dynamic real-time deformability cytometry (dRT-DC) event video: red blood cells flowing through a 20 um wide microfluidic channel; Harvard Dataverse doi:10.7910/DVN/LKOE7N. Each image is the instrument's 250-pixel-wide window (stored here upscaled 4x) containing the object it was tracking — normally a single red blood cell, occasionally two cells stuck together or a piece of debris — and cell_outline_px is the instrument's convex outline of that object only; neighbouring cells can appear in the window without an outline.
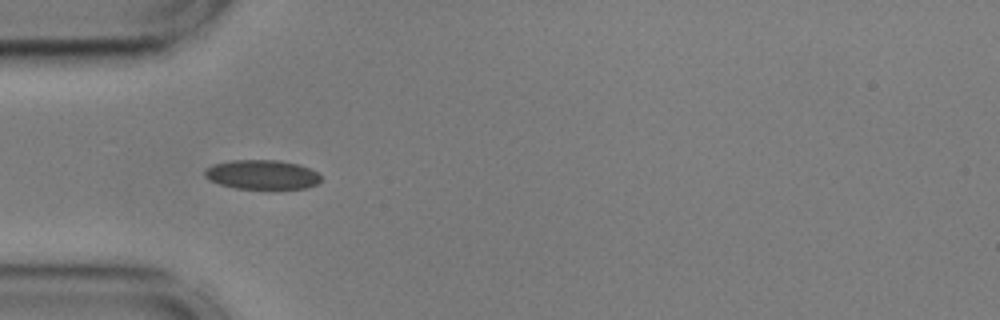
{"species": "common noctule bat (a hibernating species)", "species_latin": "Nyctalus noctula", "temperature_condition": "cold", "stored_images_in_passage": 55, "camera_frame_rate_fps": 3000, "um_per_image_px": 0.085, "animal": {"sex": "male", "body_mass_g": 17.9, "forearm_length_mm": 54.2}, "frame": {"image": 1, "passage_image": 16, "time_ms": 5.0, "image_size_px": [1000, 320], "cell_outline_px": [[320, 180], [316, 184], [308, 188], [236, 188], [220, 184], [208, 180], [204, 176], [204, 172], [212, 164], [232, 160], [280, 160], [300, 164], [316, 172], [320, 176]], "centroid_in_image_um": [22.26, 14.83], "position_along_channel_um": 62.7, "area_um2": 19.77}}
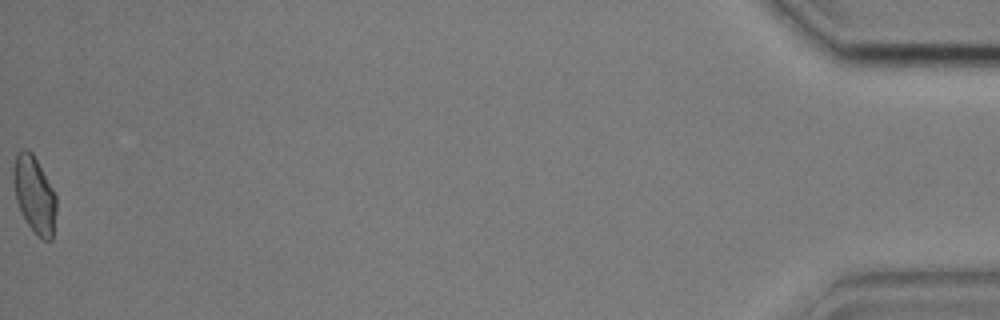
{"frame": {"image": 2, "passage_image": 55, "time_ms": 18.0, "image_size_px": [1000, 320], "cell_outline_px": [[56, 212], [52, 240], [44, 240], [28, 224], [20, 212], [16, 200], [12, 180], [12, 168], [16, 152], [20, 148], [28, 148], [32, 152], [52, 188], [56, 196]], "centroid_in_image_um": [2.89, 16.48], "position_along_channel_um": 432.3, "area_um2": 19.31}, "authors_computed_cell_mechanics": {"area_um2": 19.652, "velocity_mm_per_s": 3.6075, "shape_relaxation_time_tau1_ms": 7.9793, "shape_relaxation_time_tau2_ms": 1.543, "deformation_change_tau1": 0.1321, "deformation_change_tau2": 0.0502}}